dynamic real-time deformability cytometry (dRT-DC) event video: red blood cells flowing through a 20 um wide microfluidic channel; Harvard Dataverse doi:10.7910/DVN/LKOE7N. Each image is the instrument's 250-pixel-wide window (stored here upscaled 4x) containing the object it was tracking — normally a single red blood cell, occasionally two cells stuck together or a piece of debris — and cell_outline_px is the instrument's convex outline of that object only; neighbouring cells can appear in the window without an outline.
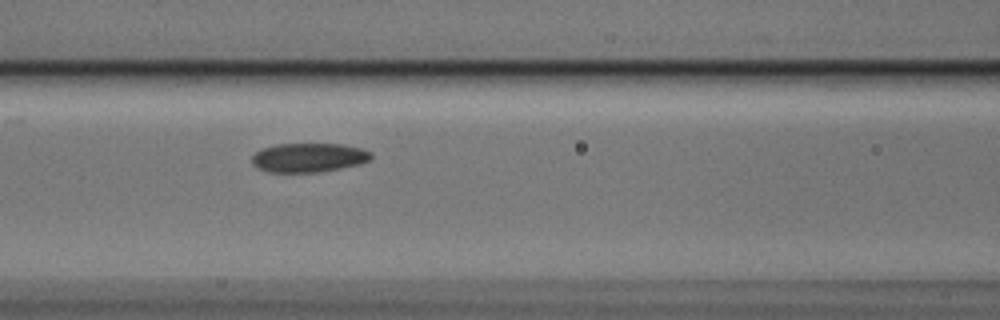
{"species": "Egyptian fruit bat (a non-hibernating species)", "species_latin": "Rousettus aegyptiacus", "temperature_condition": "cold", "stored_images_in_passage": 4, "camera_frame_rate_fps": 3000, "um_per_image_px": 0.085, "animal": {"sex": "male"}, "frame": {"image": 1, "passage_image": 4, "time_ms": 1.0, "image_size_px": [1000, 320], "cell_outline_px": [[372, 156], [368, 160], [356, 164], [340, 168], [316, 172], [268, 172], [256, 168], [252, 164], [252, 156], [256, 152], [264, 148], [276, 144], [344, 144], [360, 148], [372, 152]], "centroid_in_image_um": [26.2, 13.39], "position_along_channel_um": 140.4, "area_um2": 20.06}}